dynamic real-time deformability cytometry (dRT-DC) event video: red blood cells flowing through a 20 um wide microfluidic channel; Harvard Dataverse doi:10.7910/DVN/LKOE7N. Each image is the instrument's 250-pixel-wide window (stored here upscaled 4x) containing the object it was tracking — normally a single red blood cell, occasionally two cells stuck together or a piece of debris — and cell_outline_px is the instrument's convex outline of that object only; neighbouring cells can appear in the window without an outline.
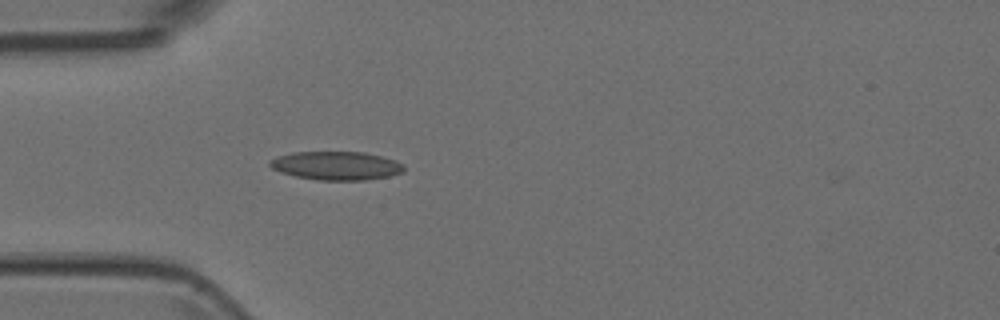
{"species": "Egyptian fruit bat (a non-hibernating species)", "species_latin": "Rousettus aegyptiacus", "temperature_condition": "room temperature", "stored_images_in_passage": 4, "camera_frame_rate_fps": 3000, "um_per_image_px": 0.085, "animal": {"sex": "female"}, "frame": {"image": 1, "passage_image": 4, "time_ms": 1.0, "image_size_px": [1000, 320], "cell_outline_px": [[404, 172], [388, 176], [364, 180], [316, 180], [296, 176], [280, 172], [272, 168], [268, 164], [268, 160], [276, 156], [292, 152], [364, 152], [396, 160], [404, 164]], "centroid_in_image_um": [28.56, 14.08], "position_along_channel_um": 56.4, "area_um2": 22.43}}